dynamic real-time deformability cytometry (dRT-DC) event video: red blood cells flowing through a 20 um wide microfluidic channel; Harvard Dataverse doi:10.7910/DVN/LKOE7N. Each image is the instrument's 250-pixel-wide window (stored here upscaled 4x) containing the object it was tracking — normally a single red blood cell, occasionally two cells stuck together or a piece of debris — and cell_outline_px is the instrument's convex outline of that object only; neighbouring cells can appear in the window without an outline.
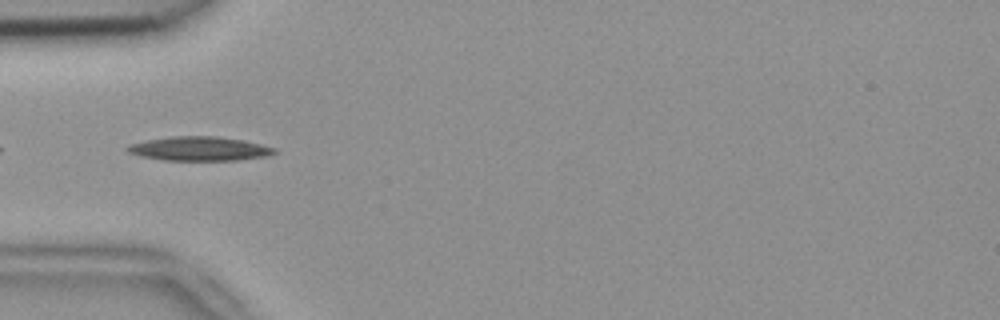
{"species": "common noctule bat (a hibernating species)", "species_latin": "Nyctalus noctula", "temperature_condition": "room temperature", "stored_images_in_passage": 5, "camera_frame_rate_fps": 3000, "um_per_image_px": 0.085, "animal": {"sex": "female", "body_mass_g": 18.4}, "frame": {"image": 1, "passage_image": 2, "time_ms": 0.333, "image_size_px": [1000, 320], "cell_outline_px": [[276, 152], [264, 156], [236, 160], [164, 160], [140, 156], [128, 152], [124, 148], [128, 144], [148, 140], [176, 136], [216, 136], [244, 140], [276, 148]], "centroid_in_image_um": [16.91, 12.64], "position_along_channel_um": 68.1, "area_um2": 20.46}}